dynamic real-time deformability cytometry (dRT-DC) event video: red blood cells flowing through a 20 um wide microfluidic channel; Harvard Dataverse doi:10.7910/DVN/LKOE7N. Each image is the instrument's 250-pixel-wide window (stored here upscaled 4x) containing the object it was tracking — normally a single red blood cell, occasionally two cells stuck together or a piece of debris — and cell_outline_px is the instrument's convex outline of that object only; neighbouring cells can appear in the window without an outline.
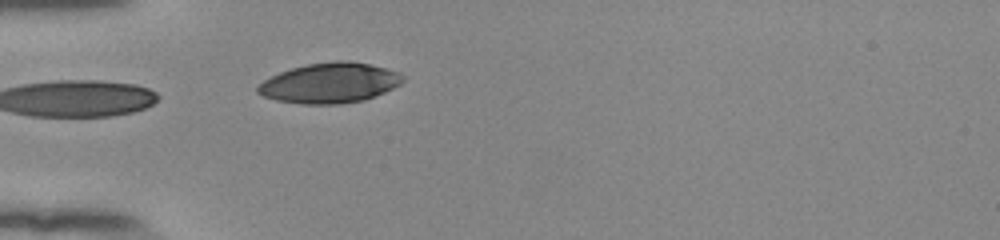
{"species": "human", "species_latin": "Homo sapiens", "temperature_condition": "room temperature", "stored_images_in_passage": 24, "camera_frame_rate_fps": 3000, "um_per_image_px": 0.085, "donor": {"sex": "female"}, "frame": {"image": 1, "passage_image": 1, "time_ms": 0.0, "image_size_px": [1000, 240], "cell_outline_px": [[404, 80], [400, 84], [384, 92], [364, 100], [340, 104], [300, 104], [276, 100], [264, 96], [256, 92], [256, 88], [264, 80], [280, 72], [292, 68], [308, 64], [336, 60], [348, 60], [368, 64], [384, 68], [396, 72], [404, 76]], "centroid_in_image_um": [28.01, 7.06], "position_along_channel_um": 57.0, "area_um2": 33.76}}